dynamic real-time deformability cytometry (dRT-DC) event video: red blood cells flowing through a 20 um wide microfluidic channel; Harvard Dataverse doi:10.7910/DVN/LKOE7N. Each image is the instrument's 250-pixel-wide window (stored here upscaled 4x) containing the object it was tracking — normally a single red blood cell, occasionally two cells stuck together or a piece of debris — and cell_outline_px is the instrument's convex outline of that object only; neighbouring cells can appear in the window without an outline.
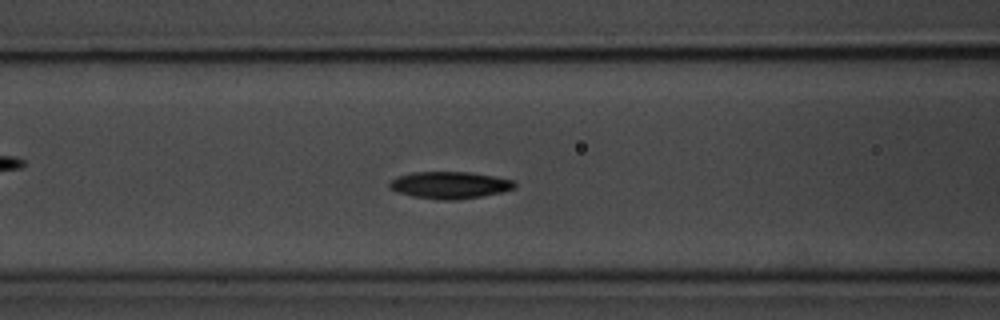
{"species": "common noctule bat (a hibernating species)", "species_latin": "Nyctalus noctula", "temperature_condition": "room temperature", "stored_images_in_passage": 50, "camera_frame_rate_fps": 3000, "um_per_image_px": 0.085, "animal": {"sex": "male", "body_mass_g": 20.1, "forearm_length_mm": 53.5}, "frame": {"image": 1, "passage_image": 16, "time_ms": 5.0, "image_size_px": [1000, 320], "cell_outline_px": [[516, 188], [484, 196], [456, 200], [436, 200], [412, 196], [396, 192], [388, 188], [388, 184], [392, 180], [400, 176], [412, 172], [468, 172], [492, 176], [512, 180], [516, 184]], "centroid_in_image_um": [38.2, 15.74], "position_along_channel_um": 128.4, "area_um2": 19.71}}
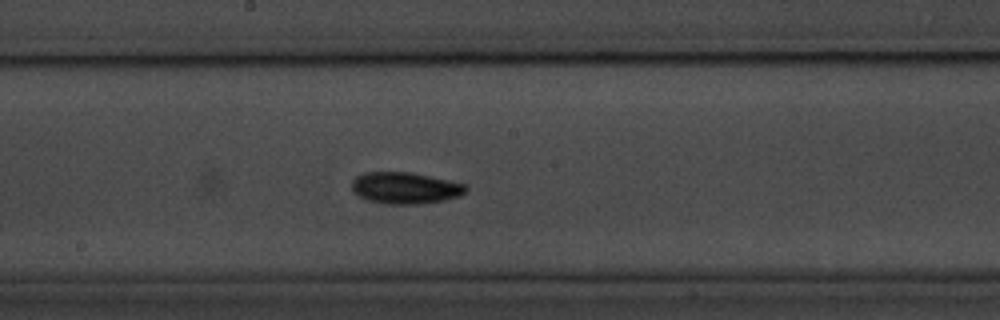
{"frame": {"image": 2, "passage_image": 23, "time_ms": 7.333, "image_size_px": [1000, 320], "cell_outline_px": [[468, 188], [460, 196], [444, 200], [416, 204], [388, 204], [368, 200], [360, 196], [352, 188], [352, 180], [356, 176], [364, 172], [412, 172], [448, 180], [464, 184]], "centroid_in_image_um": [34.44, 15.97], "position_along_channel_um": 213.8, "area_um2": 20.81}}
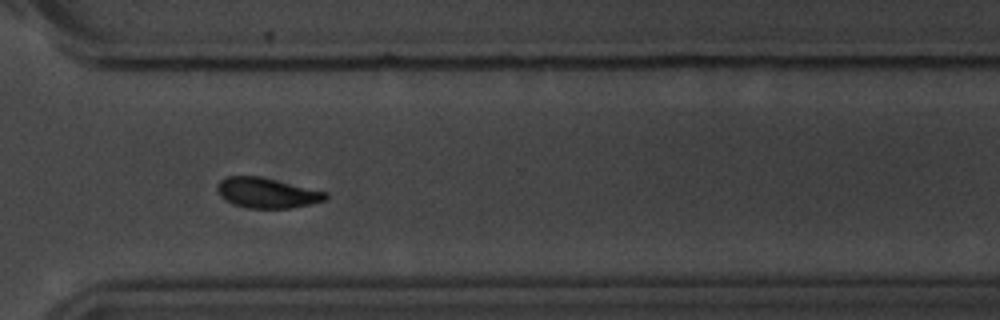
{"frame": {"image": 3, "passage_image": 34, "time_ms": 11.0, "image_size_px": [1000, 320], "cell_outline_px": [[328, 200], [312, 204], [292, 208], [248, 208], [232, 204], [220, 196], [216, 188], [216, 184], [220, 180], [228, 176], [256, 176], [328, 192]], "centroid_in_image_um": [22.69, 16.41], "position_along_channel_um": 347.9, "area_um2": 19.07}, "authors_computed_cell_mechanics": {"area_um2": 18.8428, "velocity_mm_per_s": 3.6614, "shape_relaxation_time_tau1_ms": 2.227, "shape_relaxation_time_tau2_ms": 10.6341, "deformation_change_tau1": 0.1115, "deformation_change_tau2": 0.1671}}